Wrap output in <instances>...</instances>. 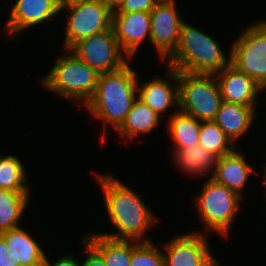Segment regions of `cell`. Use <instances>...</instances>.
<instances>
[{
  "instance_id": "16",
  "label": "cell",
  "mask_w": 266,
  "mask_h": 266,
  "mask_svg": "<svg viewBox=\"0 0 266 266\" xmlns=\"http://www.w3.org/2000/svg\"><path fill=\"white\" fill-rule=\"evenodd\" d=\"M250 173L258 174L237 147L233 152L217 158L211 178L243 197L242 191Z\"/></svg>"
},
{
  "instance_id": "11",
  "label": "cell",
  "mask_w": 266,
  "mask_h": 266,
  "mask_svg": "<svg viewBox=\"0 0 266 266\" xmlns=\"http://www.w3.org/2000/svg\"><path fill=\"white\" fill-rule=\"evenodd\" d=\"M176 5V0H160L150 11V43L162 61H166L175 52L184 22Z\"/></svg>"
},
{
  "instance_id": "7",
  "label": "cell",
  "mask_w": 266,
  "mask_h": 266,
  "mask_svg": "<svg viewBox=\"0 0 266 266\" xmlns=\"http://www.w3.org/2000/svg\"><path fill=\"white\" fill-rule=\"evenodd\" d=\"M230 47L231 64L266 89V21L247 26Z\"/></svg>"
},
{
  "instance_id": "6",
  "label": "cell",
  "mask_w": 266,
  "mask_h": 266,
  "mask_svg": "<svg viewBox=\"0 0 266 266\" xmlns=\"http://www.w3.org/2000/svg\"><path fill=\"white\" fill-rule=\"evenodd\" d=\"M179 110L199 121H214L223 102L215 74L178 71Z\"/></svg>"
},
{
  "instance_id": "14",
  "label": "cell",
  "mask_w": 266,
  "mask_h": 266,
  "mask_svg": "<svg viewBox=\"0 0 266 266\" xmlns=\"http://www.w3.org/2000/svg\"><path fill=\"white\" fill-rule=\"evenodd\" d=\"M4 29L11 36L52 20L60 13L56 0H16Z\"/></svg>"
},
{
  "instance_id": "3",
  "label": "cell",
  "mask_w": 266,
  "mask_h": 266,
  "mask_svg": "<svg viewBox=\"0 0 266 266\" xmlns=\"http://www.w3.org/2000/svg\"><path fill=\"white\" fill-rule=\"evenodd\" d=\"M222 47L210 35L183 22L175 52L166 66L193 74H216L231 63Z\"/></svg>"
},
{
  "instance_id": "4",
  "label": "cell",
  "mask_w": 266,
  "mask_h": 266,
  "mask_svg": "<svg viewBox=\"0 0 266 266\" xmlns=\"http://www.w3.org/2000/svg\"><path fill=\"white\" fill-rule=\"evenodd\" d=\"M65 52L40 80V84L60 98L76 101V104L81 102L86 106L94 96L100 73L72 51L66 49Z\"/></svg>"
},
{
  "instance_id": "25",
  "label": "cell",
  "mask_w": 266,
  "mask_h": 266,
  "mask_svg": "<svg viewBox=\"0 0 266 266\" xmlns=\"http://www.w3.org/2000/svg\"><path fill=\"white\" fill-rule=\"evenodd\" d=\"M23 162L14 155L0 154V187L11 191H30L27 186V171ZM27 176V177H26Z\"/></svg>"
},
{
  "instance_id": "20",
  "label": "cell",
  "mask_w": 266,
  "mask_h": 266,
  "mask_svg": "<svg viewBox=\"0 0 266 266\" xmlns=\"http://www.w3.org/2000/svg\"><path fill=\"white\" fill-rule=\"evenodd\" d=\"M173 158L179 170L196 177L197 175L205 177V174L212 172L211 177L217 161V157L199 143L186 149H174Z\"/></svg>"
},
{
  "instance_id": "26",
  "label": "cell",
  "mask_w": 266,
  "mask_h": 266,
  "mask_svg": "<svg viewBox=\"0 0 266 266\" xmlns=\"http://www.w3.org/2000/svg\"><path fill=\"white\" fill-rule=\"evenodd\" d=\"M130 266H165L163 253L153 241L133 240Z\"/></svg>"
},
{
  "instance_id": "27",
  "label": "cell",
  "mask_w": 266,
  "mask_h": 266,
  "mask_svg": "<svg viewBox=\"0 0 266 266\" xmlns=\"http://www.w3.org/2000/svg\"><path fill=\"white\" fill-rule=\"evenodd\" d=\"M160 0H123L113 13L150 12Z\"/></svg>"
},
{
  "instance_id": "19",
  "label": "cell",
  "mask_w": 266,
  "mask_h": 266,
  "mask_svg": "<svg viewBox=\"0 0 266 266\" xmlns=\"http://www.w3.org/2000/svg\"><path fill=\"white\" fill-rule=\"evenodd\" d=\"M83 239L103 257L106 266H130L133 240L111 239L95 232Z\"/></svg>"
},
{
  "instance_id": "9",
  "label": "cell",
  "mask_w": 266,
  "mask_h": 266,
  "mask_svg": "<svg viewBox=\"0 0 266 266\" xmlns=\"http://www.w3.org/2000/svg\"><path fill=\"white\" fill-rule=\"evenodd\" d=\"M80 60L98 73L121 69L130 58L121 50L113 28L77 42L71 49Z\"/></svg>"
},
{
  "instance_id": "17",
  "label": "cell",
  "mask_w": 266,
  "mask_h": 266,
  "mask_svg": "<svg viewBox=\"0 0 266 266\" xmlns=\"http://www.w3.org/2000/svg\"><path fill=\"white\" fill-rule=\"evenodd\" d=\"M256 111L253 107L241 104L222 102L214 122L236 144L256 120Z\"/></svg>"
},
{
  "instance_id": "34",
  "label": "cell",
  "mask_w": 266,
  "mask_h": 266,
  "mask_svg": "<svg viewBox=\"0 0 266 266\" xmlns=\"http://www.w3.org/2000/svg\"><path fill=\"white\" fill-rule=\"evenodd\" d=\"M36 266H46L45 262L39 264V265H36Z\"/></svg>"
},
{
  "instance_id": "10",
  "label": "cell",
  "mask_w": 266,
  "mask_h": 266,
  "mask_svg": "<svg viewBox=\"0 0 266 266\" xmlns=\"http://www.w3.org/2000/svg\"><path fill=\"white\" fill-rule=\"evenodd\" d=\"M192 231L174 236L164 243L165 266H218L219 261L211 254L208 235Z\"/></svg>"
},
{
  "instance_id": "22",
  "label": "cell",
  "mask_w": 266,
  "mask_h": 266,
  "mask_svg": "<svg viewBox=\"0 0 266 266\" xmlns=\"http://www.w3.org/2000/svg\"><path fill=\"white\" fill-rule=\"evenodd\" d=\"M168 117L167 131L173 141V149H186L199 143L201 121L181 110Z\"/></svg>"
},
{
  "instance_id": "28",
  "label": "cell",
  "mask_w": 266,
  "mask_h": 266,
  "mask_svg": "<svg viewBox=\"0 0 266 266\" xmlns=\"http://www.w3.org/2000/svg\"><path fill=\"white\" fill-rule=\"evenodd\" d=\"M83 243L87 257L81 262V266H106L103 257L86 240L83 239Z\"/></svg>"
},
{
  "instance_id": "12",
  "label": "cell",
  "mask_w": 266,
  "mask_h": 266,
  "mask_svg": "<svg viewBox=\"0 0 266 266\" xmlns=\"http://www.w3.org/2000/svg\"><path fill=\"white\" fill-rule=\"evenodd\" d=\"M112 28L121 50L131 60L142 42L150 41V12L113 13Z\"/></svg>"
},
{
  "instance_id": "2",
  "label": "cell",
  "mask_w": 266,
  "mask_h": 266,
  "mask_svg": "<svg viewBox=\"0 0 266 266\" xmlns=\"http://www.w3.org/2000/svg\"><path fill=\"white\" fill-rule=\"evenodd\" d=\"M128 62L121 69L100 73L94 96L85 106L92 117L104 122L101 135L106 141L105 125L109 123L115 131L122 125L137 99L138 75Z\"/></svg>"
},
{
  "instance_id": "23",
  "label": "cell",
  "mask_w": 266,
  "mask_h": 266,
  "mask_svg": "<svg viewBox=\"0 0 266 266\" xmlns=\"http://www.w3.org/2000/svg\"><path fill=\"white\" fill-rule=\"evenodd\" d=\"M29 197L30 191L0 189V234L20 227Z\"/></svg>"
},
{
  "instance_id": "30",
  "label": "cell",
  "mask_w": 266,
  "mask_h": 266,
  "mask_svg": "<svg viewBox=\"0 0 266 266\" xmlns=\"http://www.w3.org/2000/svg\"><path fill=\"white\" fill-rule=\"evenodd\" d=\"M0 266H19L17 261H14L12 254H9L8 247L4 239L0 236Z\"/></svg>"
},
{
  "instance_id": "5",
  "label": "cell",
  "mask_w": 266,
  "mask_h": 266,
  "mask_svg": "<svg viewBox=\"0 0 266 266\" xmlns=\"http://www.w3.org/2000/svg\"><path fill=\"white\" fill-rule=\"evenodd\" d=\"M242 198L209 176L195 200L203 227L208 232L228 237L236 214L241 209Z\"/></svg>"
},
{
  "instance_id": "21",
  "label": "cell",
  "mask_w": 266,
  "mask_h": 266,
  "mask_svg": "<svg viewBox=\"0 0 266 266\" xmlns=\"http://www.w3.org/2000/svg\"><path fill=\"white\" fill-rule=\"evenodd\" d=\"M161 117L140 99H136L125 121L116 130L124 138L134 139L141 133H150L158 124Z\"/></svg>"
},
{
  "instance_id": "18",
  "label": "cell",
  "mask_w": 266,
  "mask_h": 266,
  "mask_svg": "<svg viewBox=\"0 0 266 266\" xmlns=\"http://www.w3.org/2000/svg\"><path fill=\"white\" fill-rule=\"evenodd\" d=\"M0 236L4 239L9 254H12V258L19 266H36L44 262V250L25 229H10Z\"/></svg>"
},
{
  "instance_id": "24",
  "label": "cell",
  "mask_w": 266,
  "mask_h": 266,
  "mask_svg": "<svg viewBox=\"0 0 266 266\" xmlns=\"http://www.w3.org/2000/svg\"><path fill=\"white\" fill-rule=\"evenodd\" d=\"M199 144L217 158L227 155L237 148L214 121H201Z\"/></svg>"
},
{
  "instance_id": "33",
  "label": "cell",
  "mask_w": 266,
  "mask_h": 266,
  "mask_svg": "<svg viewBox=\"0 0 266 266\" xmlns=\"http://www.w3.org/2000/svg\"><path fill=\"white\" fill-rule=\"evenodd\" d=\"M263 174H264V175H263V185H264V189H265V190H264V191H265V192H264V193H265L264 195H265V199H266V166H265V168H264Z\"/></svg>"
},
{
  "instance_id": "29",
  "label": "cell",
  "mask_w": 266,
  "mask_h": 266,
  "mask_svg": "<svg viewBox=\"0 0 266 266\" xmlns=\"http://www.w3.org/2000/svg\"><path fill=\"white\" fill-rule=\"evenodd\" d=\"M48 259L49 258L45 255L44 262L46 266H81V263H79L72 254L63 255L54 262H50Z\"/></svg>"
},
{
  "instance_id": "15",
  "label": "cell",
  "mask_w": 266,
  "mask_h": 266,
  "mask_svg": "<svg viewBox=\"0 0 266 266\" xmlns=\"http://www.w3.org/2000/svg\"><path fill=\"white\" fill-rule=\"evenodd\" d=\"M166 78L158 76L140 83L138 81L137 98L149 106L159 116L167 113L170 107L179 109L178 71L166 66ZM174 81L176 84L173 85ZM141 84V85H140Z\"/></svg>"
},
{
  "instance_id": "13",
  "label": "cell",
  "mask_w": 266,
  "mask_h": 266,
  "mask_svg": "<svg viewBox=\"0 0 266 266\" xmlns=\"http://www.w3.org/2000/svg\"><path fill=\"white\" fill-rule=\"evenodd\" d=\"M222 100L257 109V96L264 91L253 78L231 63L215 74Z\"/></svg>"
},
{
  "instance_id": "31",
  "label": "cell",
  "mask_w": 266,
  "mask_h": 266,
  "mask_svg": "<svg viewBox=\"0 0 266 266\" xmlns=\"http://www.w3.org/2000/svg\"><path fill=\"white\" fill-rule=\"evenodd\" d=\"M57 1V5L59 7V10H62L64 8H68L89 0H56Z\"/></svg>"
},
{
  "instance_id": "32",
  "label": "cell",
  "mask_w": 266,
  "mask_h": 266,
  "mask_svg": "<svg viewBox=\"0 0 266 266\" xmlns=\"http://www.w3.org/2000/svg\"><path fill=\"white\" fill-rule=\"evenodd\" d=\"M100 4L108 7L112 12L118 9L123 0H95Z\"/></svg>"
},
{
  "instance_id": "1",
  "label": "cell",
  "mask_w": 266,
  "mask_h": 266,
  "mask_svg": "<svg viewBox=\"0 0 266 266\" xmlns=\"http://www.w3.org/2000/svg\"><path fill=\"white\" fill-rule=\"evenodd\" d=\"M101 185L106 213L117 229L115 233H99L116 240L151 241L146 232L159 222L144 199L113 174L94 173ZM144 237V238H143Z\"/></svg>"
},
{
  "instance_id": "8",
  "label": "cell",
  "mask_w": 266,
  "mask_h": 266,
  "mask_svg": "<svg viewBox=\"0 0 266 266\" xmlns=\"http://www.w3.org/2000/svg\"><path fill=\"white\" fill-rule=\"evenodd\" d=\"M69 11L66 21L64 50H70L77 42L112 28L113 12L95 0H89L60 10Z\"/></svg>"
}]
</instances>
